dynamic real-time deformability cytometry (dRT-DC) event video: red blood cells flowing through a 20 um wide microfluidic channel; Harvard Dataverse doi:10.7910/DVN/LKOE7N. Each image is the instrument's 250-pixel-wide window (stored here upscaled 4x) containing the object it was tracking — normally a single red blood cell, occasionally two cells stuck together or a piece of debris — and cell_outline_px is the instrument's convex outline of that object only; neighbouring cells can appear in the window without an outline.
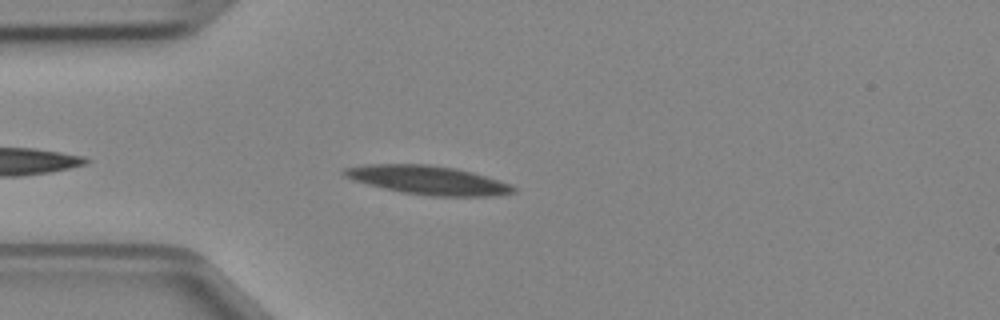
{"species": "Egyptian fruit bat (a non-hibernating species)", "species_latin": "Rousettus aegyptiacus", "temperature_condition": "cold", "stored_images_in_passage": 29, "camera_frame_rate_fps": 3000, "um_per_image_px": 0.085, "animal": {"sex": "female"}, "frame": {"image": 1, "passage_image": 5, "time_ms": 1.333, "image_size_px": [1000, 320], "cell_outline_px": [[516, 192], [496, 196], [432, 196], [404, 192], [384, 188], [352, 180], [344, 176], [340, 172], [344, 168], [368, 164], [428, 164], [456, 168], [472, 172], [512, 184], [516, 188]], "centroid_in_image_um": [36.4, 15.3], "position_along_channel_um": 48.6, "area_um2": 28.38}}
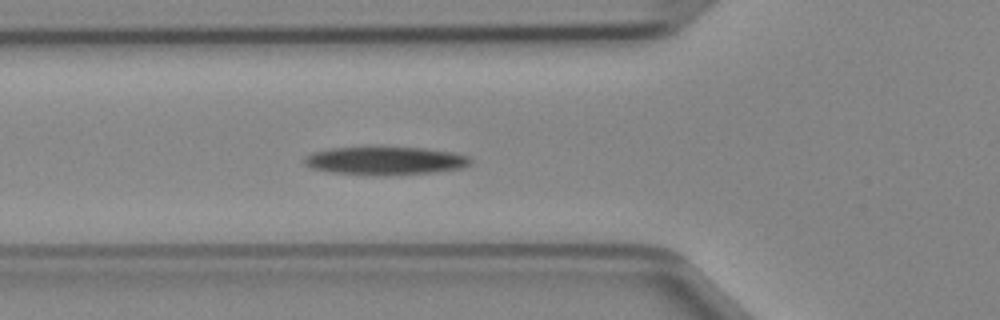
{"frame": {"image": 2, "passage_image": 9, "time_ms": 2.667, "image_size_px": [1000, 320], "cell_outline_px": [[472, 160], [468, 164], [460, 168], [432, 172], [332, 172], [312, 168], [304, 164], [304, 156], [312, 152], [328, 148], [372, 144], [376, 144], [424, 148], [452, 152], [468, 156]], "centroid_in_image_um": [32.67, 13.55], "position_along_channel_um": 93.1, "area_um2": 26.93}}
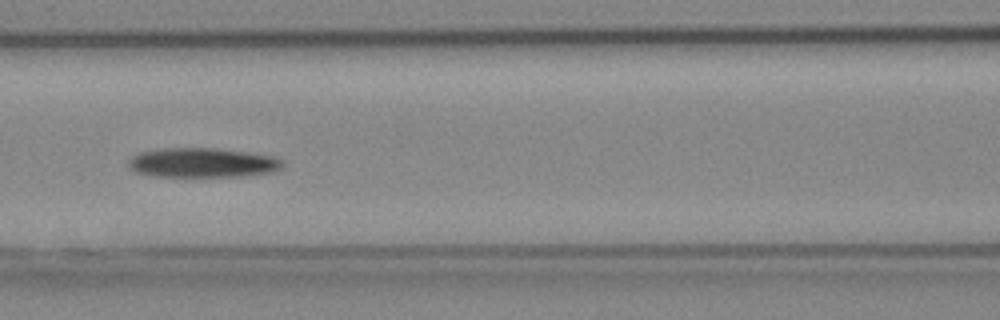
{"frame": {"image": 3, "passage_image": 13, "time_ms": 4.0, "image_size_px": [1000, 320], "cell_outline_px": [[284, 164], [280, 168], [272, 172], [244, 176], [152, 176], [136, 172], [128, 168], [128, 160], [132, 156], [140, 152], [160, 148], [216, 148], [248, 152], [276, 156], [284, 160]], "centroid_in_image_um": [17.22, 13.82], "position_along_channel_um": 149.4, "area_um2": 26.76}}